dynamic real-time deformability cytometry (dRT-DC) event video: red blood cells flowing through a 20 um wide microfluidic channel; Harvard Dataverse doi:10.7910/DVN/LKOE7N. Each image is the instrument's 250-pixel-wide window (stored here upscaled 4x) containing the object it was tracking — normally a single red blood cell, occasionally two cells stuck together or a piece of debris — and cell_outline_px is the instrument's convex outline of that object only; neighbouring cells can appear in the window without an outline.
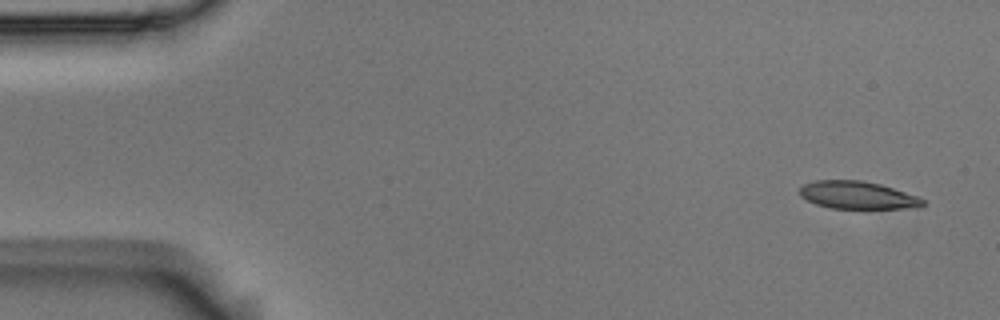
{"species": "Egyptian fruit bat (a non-hibernating species)", "species_latin": "Rousettus aegyptiacus", "temperature_condition": "room temperature", "stored_images_in_passage": 4, "camera_frame_rate_fps": 3000, "um_per_image_px": 0.085, "animal": {"sex": "male"}, "frame": {"image": 1, "passage_image": 1, "time_ms": 0.0, "image_size_px": [1000, 320], "cell_outline_px": [[928, 204], [904, 208], [832, 208], [816, 204], [800, 196], [800, 188], [804, 184], [812, 180], [860, 180], [880, 184], [920, 196]], "centroid_in_image_um": [72.89, 16.57], "position_along_channel_um": 12.1, "area_um2": 19.77}}